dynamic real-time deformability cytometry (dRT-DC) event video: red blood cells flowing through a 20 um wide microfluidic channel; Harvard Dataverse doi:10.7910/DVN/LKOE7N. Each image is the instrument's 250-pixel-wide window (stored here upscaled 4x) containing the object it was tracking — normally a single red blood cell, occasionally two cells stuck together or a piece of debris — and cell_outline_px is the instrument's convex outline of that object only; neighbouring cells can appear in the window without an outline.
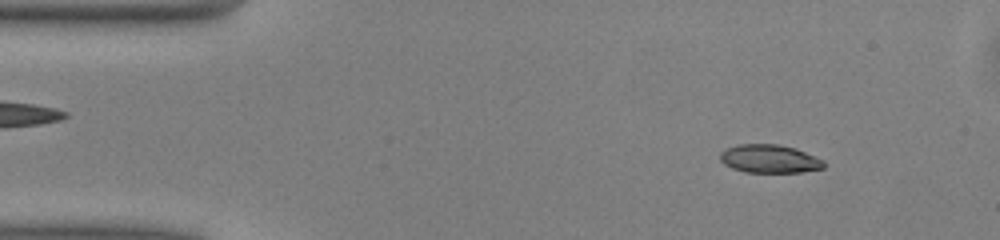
{"species": "common noctule bat (a hibernating species)", "species_latin": "Nyctalus noctula", "temperature_condition": "warm", "stored_images_in_passage": 49, "camera_frame_rate_fps": 3000, "um_per_image_px": 0.085, "animal": {"sex": "male", "body_mass_g": 13.0, "forearm_length_mm": 53.1}, "frame": {"image": 1, "passage_image": 5, "time_ms": 1.333, "image_size_px": [1000, 240], "cell_outline_px": [[824, 168], [800, 172], [744, 172], [732, 168], [724, 164], [720, 160], [720, 152], [736, 144], [776, 144], [796, 148], [824, 160]], "centroid_in_image_um": [65.4, 13.49], "position_along_channel_um": 19.6, "area_um2": 17.11}}
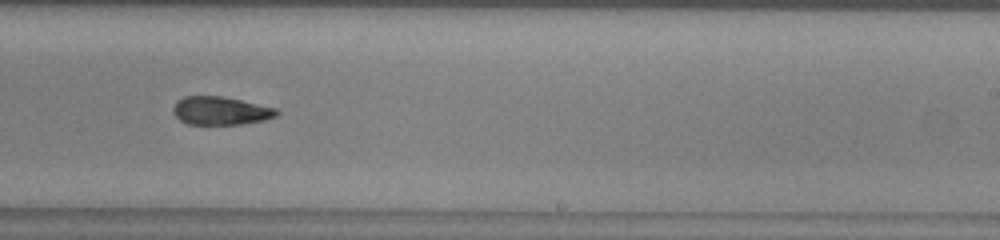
{"frame": {"image": 2, "passage_image": 29, "time_ms": 9.333, "image_size_px": [1000, 240], "cell_outline_px": [[280, 112], [276, 116], [264, 120], [240, 124], [188, 124], [180, 120], [172, 112], [172, 108], [176, 100], [184, 96], [220, 96], [240, 100], [276, 108]], "centroid_in_image_um": [18.72, 9.41], "position_along_channel_um": 270.3, "area_um2": 16.99}}
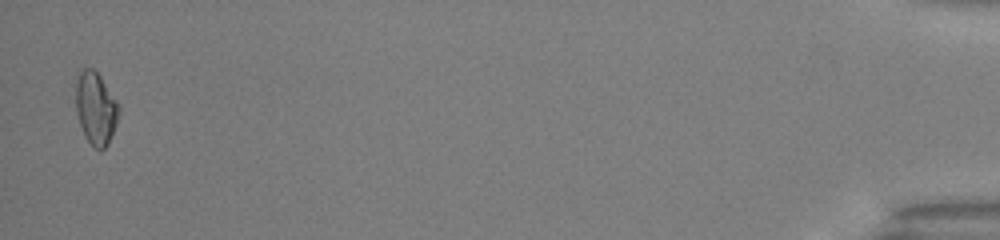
{"frame": {"image": 3, "passage_image": 48, "time_ms": 15.667, "image_size_px": [1000, 240], "cell_outline_px": [[120, 112], [116, 124], [108, 144], [100, 152], [84, 136], [76, 112], [76, 72], [84, 68], [92, 68], [100, 76], [116, 100], [120, 108]], "centroid_in_image_um": [8.12, 9.19], "position_along_channel_um": 427.1, "area_um2": 18.21}, "authors_computed_cell_mechanics": {"area_um2": 17.6868, "velocity_mm_per_s": 4.0838, "shape_relaxation_time_tau1_ms": 3.2106, "shape_relaxation_time_tau2_ms": 3.4186, "deformation_change_tau1": 0.1178, "deformation_change_tau2": 0.1034}}